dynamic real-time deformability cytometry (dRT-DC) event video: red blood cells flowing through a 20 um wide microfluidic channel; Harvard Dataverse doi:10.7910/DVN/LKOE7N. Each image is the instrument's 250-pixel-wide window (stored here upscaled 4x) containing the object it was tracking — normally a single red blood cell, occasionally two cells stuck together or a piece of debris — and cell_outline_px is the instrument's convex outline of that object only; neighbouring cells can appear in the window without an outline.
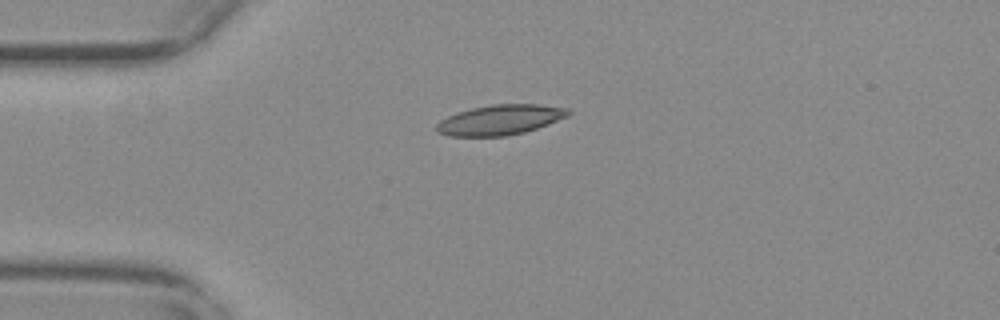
{"species": "common noctule bat (a hibernating species)", "species_latin": "Nyctalus noctula", "temperature_condition": "warm", "stored_images_in_passage": 43, "camera_frame_rate_fps": 3000, "um_per_image_px": 0.085, "animal": {"sex": "female", "body_mass_g": 29.2, "forearm_length_mm": 56.3}, "frame": {"image": 1, "passage_image": 1, "time_ms": 0.0, "image_size_px": [1000, 320], "cell_outline_px": [[572, 112], [568, 116], [548, 124], [524, 132], [508, 136], [448, 136], [436, 132], [436, 124], [440, 120], [456, 112], [472, 108], [492, 104], [540, 104], [568, 108]], "centroid_in_image_um": [42.5, 10.18], "position_along_channel_um": 42.5, "area_um2": 23.24}}
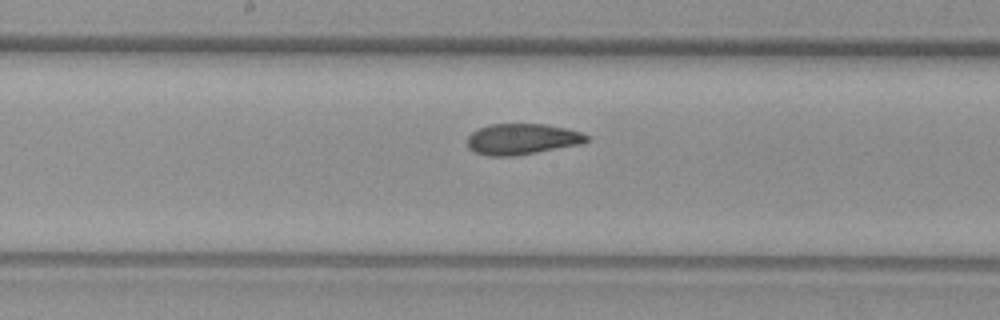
{"frame": {"image": 2, "passage_image": 16, "time_ms": 5.0, "image_size_px": [1000, 320], "cell_outline_px": [[588, 140], [584, 144], [516, 156], [484, 156], [472, 152], [468, 148], [468, 136], [472, 132], [480, 128], [492, 124], [544, 124], [564, 128], [580, 132], [588, 136]], "centroid_in_image_um": [44.36, 11.84], "position_along_channel_um": 203.8, "area_um2": 21.68}}
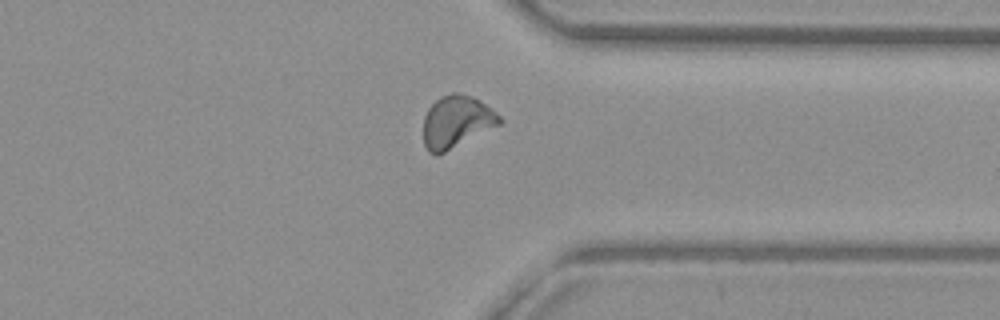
{"frame": {"image": 3, "passage_image": 30, "time_ms": 9.667, "image_size_px": [1000, 320], "cell_outline_px": [[504, 120], [500, 124], [436, 156], [428, 152], [424, 144], [424, 116], [428, 108], [440, 96], [452, 92], [456, 92], [472, 96], [480, 100], [496, 112]], "centroid_in_image_um": [38.79, 10.33], "position_along_channel_um": 372.6, "area_um2": 23.06}, "authors_computed_cell_mechanics": {"area_um2": 22.1374, "velocity_mm_per_s": 3.6814, "shape_relaxation_time_tau1_ms": 7.2472, "shape_relaxation_time_tau2_ms": 2.0396, "deformation_change_tau1": 0.1816, "deformation_change_tau2": 0.077}}